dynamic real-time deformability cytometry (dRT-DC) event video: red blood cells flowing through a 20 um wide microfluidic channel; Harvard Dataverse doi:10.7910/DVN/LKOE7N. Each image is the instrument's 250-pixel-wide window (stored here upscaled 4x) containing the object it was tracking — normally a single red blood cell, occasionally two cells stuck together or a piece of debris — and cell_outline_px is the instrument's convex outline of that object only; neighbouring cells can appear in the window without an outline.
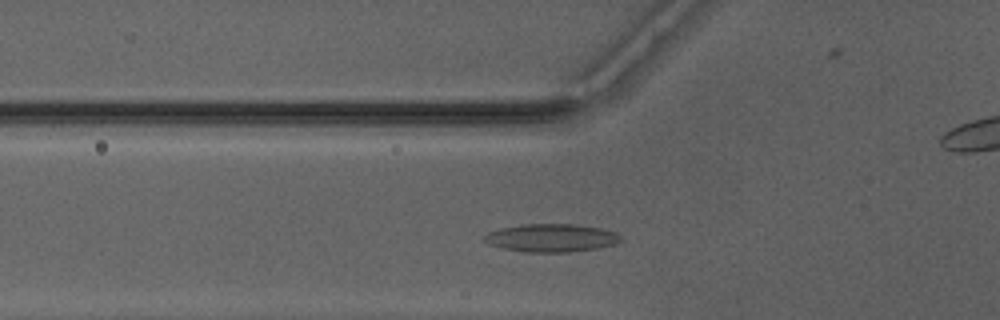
{"species": "Egyptian fruit bat (a non-hibernating species)", "species_latin": "Rousettus aegyptiacus", "temperature_condition": "warm", "stored_images_in_passage": 34, "camera_frame_rate_fps": 3000, "um_per_image_px": 0.085, "animal": {"sex": "male"}, "frame": {"image": 1, "passage_image": 10, "time_ms": 3.0, "image_size_px": [1000, 320], "cell_outline_px": [[624, 240], [616, 244], [600, 248], [568, 252], [524, 252], [500, 248], [484, 240], [484, 236], [488, 232], [500, 228], [524, 224], [580, 224], [600, 228], [616, 232]], "centroid_in_image_um": [46.91, 20.22], "position_along_channel_um": 78.9, "area_um2": 22.48}}
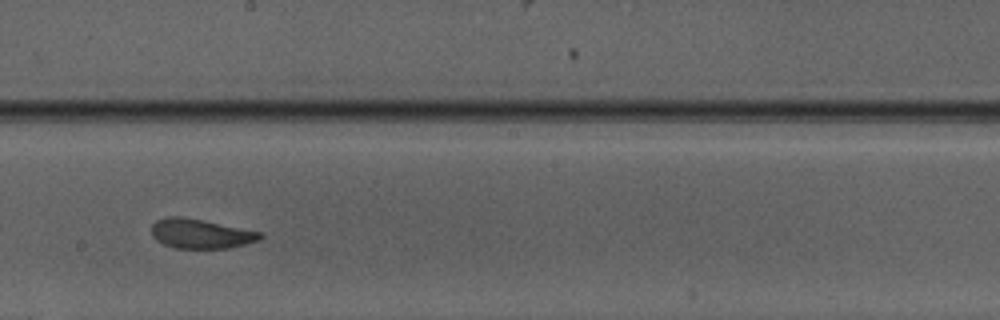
{"frame": {"image": 2, "passage_image": 21, "time_ms": 6.667, "image_size_px": [1000, 320], "cell_outline_px": [[264, 236], [260, 240], [244, 244], [224, 248], [176, 248], [164, 244], [156, 240], [152, 236], [152, 224], [156, 220], [168, 216], [176, 216], [200, 220], [260, 232]], "centroid_in_image_um": [17.02, 19.87], "position_along_channel_um": 231.2, "area_um2": 18.26}}
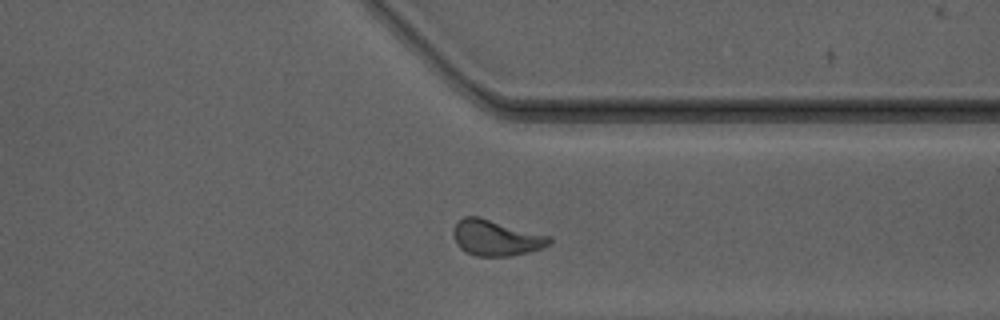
{"frame": {"image": 3, "passage_image": 31, "time_ms": 10.0, "image_size_px": [1000, 320], "cell_outline_px": [[552, 240], [548, 244], [540, 248], [528, 252], [508, 256], [476, 256], [464, 252], [456, 244], [452, 236], [452, 228], [464, 216], [476, 216], [552, 236]], "centroid_in_image_um": [42.12, 20.22], "position_along_channel_um": 369.3, "area_um2": 20.0}, "authors_computed_cell_mechanics": {"area_um2": 19.4786, "velocity_mm_per_s": 4.138, "shape_relaxation_time_tau1_ms": 9.424, "shape_relaxation_time_tau2_ms": 1.4034, "deformation_change_tau1": 0.202, "deformation_change_tau2": 0.0823}}